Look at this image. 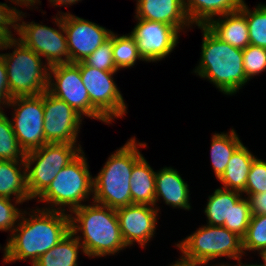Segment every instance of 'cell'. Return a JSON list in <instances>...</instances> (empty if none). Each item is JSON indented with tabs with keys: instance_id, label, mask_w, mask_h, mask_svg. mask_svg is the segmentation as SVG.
Here are the masks:
<instances>
[{
	"instance_id": "6da1fadb",
	"label": "cell",
	"mask_w": 266,
	"mask_h": 266,
	"mask_svg": "<svg viewBox=\"0 0 266 266\" xmlns=\"http://www.w3.org/2000/svg\"><path fill=\"white\" fill-rule=\"evenodd\" d=\"M69 232V213L38 207L29 212L23 210L16 228L4 245L3 262L9 264L30 260L33 266L42 254L52 249Z\"/></svg>"
},
{
	"instance_id": "7a4b0ae2",
	"label": "cell",
	"mask_w": 266,
	"mask_h": 266,
	"mask_svg": "<svg viewBox=\"0 0 266 266\" xmlns=\"http://www.w3.org/2000/svg\"><path fill=\"white\" fill-rule=\"evenodd\" d=\"M89 203L69 213L70 231L82 245L84 255L106 257L125 250L116 210L93 201Z\"/></svg>"
},
{
	"instance_id": "3957f363",
	"label": "cell",
	"mask_w": 266,
	"mask_h": 266,
	"mask_svg": "<svg viewBox=\"0 0 266 266\" xmlns=\"http://www.w3.org/2000/svg\"><path fill=\"white\" fill-rule=\"evenodd\" d=\"M197 27L203 38L199 64L193 72L224 95L236 94L250 81L244 72L243 50L220 40L205 25Z\"/></svg>"
},
{
	"instance_id": "277c9868",
	"label": "cell",
	"mask_w": 266,
	"mask_h": 266,
	"mask_svg": "<svg viewBox=\"0 0 266 266\" xmlns=\"http://www.w3.org/2000/svg\"><path fill=\"white\" fill-rule=\"evenodd\" d=\"M131 137L111 154L101 171L93 177V202L118 209L132 204L130 178L133 166L143 157L138 148L145 142Z\"/></svg>"
},
{
	"instance_id": "5b68a950",
	"label": "cell",
	"mask_w": 266,
	"mask_h": 266,
	"mask_svg": "<svg viewBox=\"0 0 266 266\" xmlns=\"http://www.w3.org/2000/svg\"><path fill=\"white\" fill-rule=\"evenodd\" d=\"M175 246L182 255L177 260L191 266H208L218 257L235 261L244 256L242 238L224 226L202 225Z\"/></svg>"
},
{
	"instance_id": "8992f818",
	"label": "cell",
	"mask_w": 266,
	"mask_h": 266,
	"mask_svg": "<svg viewBox=\"0 0 266 266\" xmlns=\"http://www.w3.org/2000/svg\"><path fill=\"white\" fill-rule=\"evenodd\" d=\"M90 197L92 201L93 176L85 153L82 151L57 173L48 188L36 200L37 203L44 202L45 206L41 207L42 209L70 213L83 206L84 201H90L88 200Z\"/></svg>"
},
{
	"instance_id": "52a82bcc",
	"label": "cell",
	"mask_w": 266,
	"mask_h": 266,
	"mask_svg": "<svg viewBox=\"0 0 266 266\" xmlns=\"http://www.w3.org/2000/svg\"><path fill=\"white\" fill-rule=\"evenodd\" d=\"M11 48H14L12 53H2L10 95L12 97L41 95L48 88L50 66L15 35L2 50Z\"/></svg>"
},
{
	"instance_id": "ba28073f",
	"label": "cell",
	"mask_w": 266,
	"mask_h": 266,
	"mask_svg": "<svg viewBox=\"0 0 266 266\" xmlns=\"http://www.w3.org/2000/svg\"><path fill=\"white\" fill-rule=\"evenodd\" d=\"M78 144L47 143L25 155L26 185L30 198L36 200L65 166L81 152Z\"/></svg>"
},
{
	"instance_id": "9c48e42d",
	"label": "cell",
	"mask_w": 266,
	"mask_h": 266,
	"mask_svg": "<svg viewBox=\"0 0 266 266\" xmlns=\"http://www.w3.org/2000/svg\"><path fill=\"white\" fill-rule=\"evenodd\" d=\"M26 13L20 11L18 17V40L33 50L50 67L57 64L69 63V50L66 33L63 27V14L52 17L58 30L43 25V23L26 22Z\"/></svg>"
},
{
	"instance_id": "30bf717a",
	"label": "cell",
	"mask_w": 266,
	"mask_h": 266,
	"mask_svg": "<svg viewBox=\"0 0 266 266\" xmlns=\"http://www.w3.org/2000/svg\"><path fill=\"white\" fill-rule=\"evenodd\" d=\"M47 91L64 100L83 118H91L104 124H111L90 102L88 91L76 63H63L49 68Z\"/></svg>"
},
{
	"instance_id": "8fae6325",
	"label": "cell",
	"mask_w": 266,
	"mask_h": 266,
	"mask_svg": "<svg viewBox=\"0 0 266 266\" xmlns=\"http://www.w3.org/2000/svg\"><path fill=\"white\" fill-rule=\"evenodd\" d=\"M12 107L11 124L16 139L25 153L47 144L43 131V93L37 96H16L7 108Z\"/></svg>"
},
{
	"instance_id": "7c38bea8",
	"label": "cell",
	"mask_w": 266,
	"mask_h": 266,
	"mask_svg": "<svg viewBox=\"0 0 266 266\" xmlns=\"http://www.w3.org/2000/svg\"><path fill=\"white\" fill-rule=\"evenodd\" d=\"M91 104L110 122L126 116L127 105L117 87L113 75L116 72L103 71L87 66L83 61L76 63Z\"/></svg>"
},
{
	"instance_id": "4fadbf2b",
	"label": "cell",
	"mask_w": 266,
	"mask_h": 266,
	"mask_svg": "<svg viewBox=\"0 0 266 266\" xmlns=\"http://www.w3.org/2000/svg\"><path fill=\"white\" fill-rule=\"evenodd\" d=\"M44 135L47 143L78 144L77 138L84 118L64 100L43 92Z\"/></svg>"
},
{
	"instance_id": "5bb4252c",
	"label": "cell",
	"mask_w": 266,
	"mask_h": 266,
	"mask_svg": "<svg viewBox=\"0 0 266 266\" xmlns=\"http://www.w3.org/2000/svg\"><path fill=\"white\" fill-rule=\"evenodd\" d=\"M135 19L137 23L129 34L135 39L144 62H159L168 57L179 43L180 32L162 22Z\"/></svg>"
},
{
	"instance_id": "9a60e30c",
	"label": "cell",
	"mask_w": 266,
	"mask_h": 266,
	"mask_svg": "<svg viewBox=\"0 0 266 266\" xmlns=\"http://www.w3.org/2000/svg\"><path fill=\"white\" fill-rule=\"evenodd\" d=\"M58 14H63V27L67 38L70 63L84 61L113 32L97 23L72 15L70 12L58 11Z\"/></svg>"
},
{
	"instance_id": "2e32d148",
	"label": "cell",
	"mask_w": 266,
	"mask_h": 266,
	"mask_svg": "<svg viewBox=\"0 0 266 266\" xmlns=\"http://www.w3.org/2000/svg\"><path fill=\"white\" fill-rule=\"evenodd\" d=\"M120 232L129 248L137 243L145 248L154 238L158 223V209L146 204H131L116 209Z\"/></svg>"
},
{
	"instance_id": "e0dca14e",
	"label": "cell",
	"mask_w": 266,
	"mask_h": 266,
	"mask_svg": "<svg viewBox=\"0 0 266 266\" xmlns=\"http://www.w3.org/2000/svg\"><path fill=\"white\" fill-rule=\"evenodd\" d=\"M134 18L162 22L175 27L180 33L193 28L189 22L184 0H136Z\"/></svg>"
},
{
	"instance_id": "ac0fdd59",
	"label": "cell",
	"mask_w": 266,
	"mask_h": 266,
	"mask_svg": "<svg viewBox=\"0 0 266 266\" xmlns=\"http://www.w3.org/2000/svg\"><path fill=\"white\" fill-rule=\"evenodd\" d=\"M181 175L172 167H163L155 174V207L160 211L157 204L163 200L167 206L191 210L189 185ZM161 198V199H160ZM157 204V205H156ZM158 206V207H157Z\"/></svg>"
},
{
	"instance_id": "d6986e66",
	"label": "cell",
	"mask_w": 266,
	"mask_h": 266,
	"mask_svg": "<svg viewBox=\"0 0 266 266\" xmlns=\"http://www.w3.org/2000/svg\"><path fill=\"white\" fill-rule=\"evenodd\" d=\"M205 26L217 38L233 47L243 50L250 45L246 16L240 10L218 16Z\"/></svg>"
},
{
	"instance_id": "ffe728a7",
	"label": "cell",
	"mask_w": 266,
	"mask_h": 266,
	"mask_svg": "<svg viewBox=\"0 0 266 266\" xmlns=\"http://www.w3.org/2000/svg\"><path fill=\"white\" fill-rule=\"evenodd\" d=\"M245 0H184L189 22L196 26L206 25L210 20L240 10Z\"/></svg>"
},
{
	"instance_id": "44dd1931",
	"label": "cell",
	"mask_w": 266,
	"mask_h": 266,
	"mask_svg": "<svg viewBox=\"0 0 266 266\" xmlns=\"http://www.w3.org/2000/svg\"><path fill=\"white\" fill-rule=\"evenodd\" d=\"M0 196L19 200H32L26 185L25 161L0 160Z\"/></svg>"
},
{
	"instance_id": "7402d4cb",
	"label": "cell",
	"mask_w": 266,
	"mask_h": 266,
	"mask_svg": "<svg viewBox=\"0 0 266 266\" xmlns=\"http://www.w3.org/2000/svg\"><path fill=\"white\" fill-rule=\"evenodd\" d=\"M243 197L238 191L217 188L208 196L207 204L204 207V213L208 220L207 224L211 226H224L231 232V214L232 207Z\"/></svg>"
},
{
	"instance_id": "603a6c76",
	"label": "cell",
	"mask_w": 266,
	"mask_h": 266,
	"mask_svg": "<svg viewBox=\"0 0 266 266\" xmlns=\"http://www.w3.org/2000/svg\"><path fill=\"white\" fill-rule=\"evenodd\" d=\"M256 158L248 150V147L242 144L231 156L225 172L218 179L222 183L221 188L243 193L245 191L247 176Z\"/></svg>"
},
{
	"instance_id": "cb8c5ba5",
	"label": "cell",
	"mask_w": 266,
	"mask_h": 266,
	"mask_svg": "<svg viewBox=\"0 0 266 266\" xmlns=\"http://www.w3.org/2000/svg\"><path fill=\"white\" fill-rule=\"evenodd\" d=\"M155 174L144 156L133 166L130 178L132 204L155 207Z\"/></svg>"
},
{
	"instance_id": "d4e9b609",
	"label": "cell",
	"mask_w": 266,
	"mask_h": 266,
	"mask_svg": "<svg viewBox=\"0 0 266 266\" xmlns=\"http://www.w3.org/2000/svg\"><path fill=\"white\" fill-rule=\"evenodd\" d=\"M220 133H213L210 144V159L217 180L225 172L231 156L243 144L233 128L228 133Z\"/></svg>"
},
{
	"instance_id": "484cf974",
	"label": "cell",
	"mask_w": 266,
	"mask_h": 266,
	"mask_svg": "<svg viewBox=\"0 0 266 266\" xmlns=\"http://www.w3.org/2000/svg\"><path fill=\"white\" fill-rule=\"evenodd\" d=\"M79 252L84 254L83 247L70 231L52 249L42 254L33 266H78Z\"/></svg>"
},
{
	"instance_id": "4316f807",
	"label": "cell",
	"mask_w": 266,
	"mask_h": 266,
	"mask_svg": "<svg viewBox=\"0 0 266 266\" xmlns=\"http://www.w3.org/2000/svg\"><path fill=\"white\" fill-rule=\"evenodd\" d=\"M113 60L118 70L135 66L136 61H144L140 56L135 39L128 33L120 35L112 32Z\"/></svg>"
},
{
	"instance_id": "83f0119b",
	"label": "cell",
	"mask_w": 266,
	"mask_h": 266,
	"mask_svg": "<svg viewBox=\"0 0 266 266\" xmlns=\"http://www.w3.org/2000/svg\"><path fill=\"white\" fill-rule=\"evenodd\" d=\"M240 11L246 16L250 45L266 48V5L259 3L252 10L244 1Z\"/></svg>"
},
{
	"instance_id": "f1b7e54d",
	"label": "cell",
	"mask_w": 266,
	"mask_h": 266,
	"mask_svg": "<svg viewBox=\"0 0 266 266\" xmlns=\"http://www.w3.org/2000/svg\"><path fill=\"white\" fill-rule=\"evenodd\" d=\"M25 155L16 139L11 120L4 111H0V160L24 161Z\"/></svg>"
},
{
	"instance_id": "f546056e",
	"label": "cell",
	"mask_w": 266,
	"mask_h": 266,
	"mask_svg": "<svg viewBox=\"0 0 266 266\" xmlns=\"http://www.w3.org/2000/svg\"><path fill=\"white\" fill-rule=\"evenodd\" d=\"M244 255L247 251L258 252L266 249V215L251 217L245 236L242 238Z\"/></svg>"
},
{
	"instance_id": "4dcf8cb0",
	"label": "cell",
	"mask_w": 266,
	"mask_h": 266,
	"mask_svg": "<svg viewBox=\"0 0 266 266\" xmlns=\"http://www.w3.org/2000/svg\"><path fill=\"white\" fill-rule=\"evenodd\" d=\"M87 66L103 71L118 72L113 60L112 33L94 52L84 61Z\"/></svg>"
},
{
	"instance_id": "1f68e13d",
	"label": "cell",
	"mask_w": 266,
	"mask_h": 266,
	"mask_svg": "<svg viewBox=\"0 0 266 266\" xmlns=\"http://www.w3.org/2000/svg\"><path fill=\"white\" fill-rule=\"evenodd\" d=\"M243 67L246 77L251 80L254 76L266 71V48L248 45L243 49Z\"/></svg>"
},
{
	"instance_id": "d6a6232c",
	"label": "cell",
	"mask_w": 266,
	"mask_h": 266,
	"mask_svg": "<svg viewBox=\"0 0 266 266\" xmlns=\"http://www.w3.org/2000/svg\"><path fill=\"white\" fill-rule=\"evenodd\" d=\"M252 217L250 203L246 196L242 197L233 207L231 214V232L243 238Z\"/></svg>"
},
{
	"instance_id": "836d02e7",
	"label": "cell",
	"mask_w": 266,
	"mask_h": 266,
	"mask_svg": "<svg viewBox=\"0 0 266 266\" xmlns=\"http://www.w3.org/2000/svg\"><path fill=\"white\" fill-rule=\"evenodd\" d=\"M17 204L23 203L19 200H13V198L0 196V231H9L11 234L16 228L24 210L17 207Z\"/></svg>"
},
{
	"instance_id": "e575fe53",
	"label": "cell",
	"mask_w": 266,
	"mask_h": 266,
	"mask_svg": "<svg viewBox=\"0 0 266 266\" xmlns=\"http://www.w3.org/2000/svg\"><path fill=\"white\" fill-rule=\"evenodd\" d=\"M266 192V161L256 158L247 176L245 191L242 194Z\"/></svg>"
},
{
	"instance_id": "d590c367",
	"label": "cell",
	"mask_w": 266,
	"mask_h": 266,
	"mask_svg": "<svg viewBox=\"0 0 266 266\" xmlns=\"http://www.w3.org/2000/svg\"><path fill=\"white\" fill-rule=\"evenodd\" d=\"M20 9L15 6L11 7L6 3H0V27L3 28L12 38V30L18 34V17L20 14Z\"/></svg>"
},
{
	"instance_id": "8d00e7d4",
	"label": "cell",
	"mask_w": 266,
	"mask_h": 266,
	"mask_svg": "<svg viewBox=\"0 0 266 266\" xmlns=\"http://www.w3.org/2000/svg\"><path fill=\"white\" fill-rule=\"evenodd\" d=\"M13 97L10 95L7 69L4 62L3 54L0 53V111H3V107L7 108L10 100Z\"/></svg>"
},
{
	"instance_id": "74e56055",
	"label": "cell",
	"mask_w": 266,
	"mask_h": 266,
	"mask_svg": "<svg viewBox=\"0 0 266 266\" xmlns=\"http://www.w3.org/2000/svg\"><path fill=\"white\" fill-rule=\"evenodd\" d=\"M249 203L252 216L266 215V192L257 194H246Z\"/></svg>"
},
{
	"instance_id": "f35d334b",
	"label": "cell",
	"mask_w": 266,
	"mask_h": 266,
	"mask_svg": "<svg viewBox=\"0 0 266 266\" xmlns=\"http://www.w3.org/2000/svg\"><path fill=\"white\" fill-rule=\"evenodd\" d=\"M52 6H56V7H63V6H66V7H70V5H75L77 4L79 1H82V0H48ZM68 5V6H67Z\"/></svg>"
},
{
	"instance_id": "ab89813d",
	"label": "cell",
	"mask_w": 266,
	"mask_h": 266,
	"mask_svg": "<svg viewBox=\"0 0 266 266\" xmlns=\"http://www.w3.org/2000/svg\"><path fill=\"white\" fill-rule=\"evenodd\" d=\"M12 37L0 27V51L8 44Z\"/></svg>"
},
{
	"instance_id": "60d3db41",
	"label": "cell",
	"mask_w": 266,
	"mask_h": 266,
	"mask_svg": "<svg viewBox=\"0 0 266 266\" xmlns=\"http://www.w3.org/2000/svg\"><path fill=\"white\" fill-rule=\"evenodd\" d=\"M258 254H259L258 256L262 258L263 264L262 263H260V264L255 263V265L256 266H266V249H262V250L258 251Z\"/></svg>"
},
{
	"instance_id": "b9f144b4",
	"label": "cell",
	"mask_w": 266,
	"mask_h": 266,
	"mask_svg": "<svg viewBox=\"0 0 266 266\" xmlns=\"http://www.w3.org/2000/svg\"><path fill=\"white\" fill-rule=\"evenodd\" d=\"M237 262H238L237 265H234V266H256L253 263L252 264H250V263L249 264L248 263H246V264L244 263L243 264L241 260H238ZM230 266H233V265L230 264Z\"/></svg>"
},
{
	"instance_id": "7bdbcfd3",
	"label": "cell",
	"mask_w": 266,
	"mask_h": 266,
	"mask_svg": "<svg viewBox=\"0 0 266 266\" xmlns=\"http://www.w3.org/2000/svg\"><path fill=\"white\" fill-rule=\"evenodd\" d=\"M169 266H191V265H186L183 263H180L178 260L175 261L174 263L170 264Z\"/></svg>"
},
{
	"instance_id": "ee69618b",
	"label": "cell",
	"mask_w": 266,
	"mask_h": 266,
	"mask_svg": "<svg viewBox=\"0 0 266 266\" xmlns=\"http://www.w3.org/2000/svg\"><path fill=\"white\" fill-rule=\"evenodd\" d=\"M217 264V265H216ZM216 264H213V265H211V266H230V264H228V263H216ZM210 266V265H209Z\"/></svg>"
}]
</instances>
